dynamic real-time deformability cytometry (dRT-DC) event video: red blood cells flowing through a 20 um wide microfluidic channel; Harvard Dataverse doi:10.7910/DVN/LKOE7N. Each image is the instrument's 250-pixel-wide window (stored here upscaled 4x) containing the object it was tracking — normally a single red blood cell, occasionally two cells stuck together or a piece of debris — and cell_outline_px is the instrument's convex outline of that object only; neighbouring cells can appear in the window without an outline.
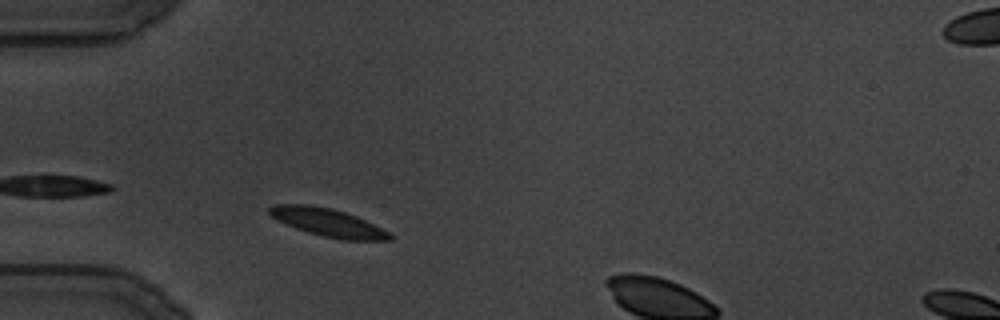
{"species": "common noctule bat (a hibernating species)", "species_latin": "Nyctalus noctula", "temperature_condition": "cold", "stored_images_in_passage": 78, "camera_frame_rate_fps": 3000, "um_per_image_px": 0.085, "animal": {"sex": "male", "body_mass_g": 19.5, "forearm_length_mm": 54.6}, "frame": {"image": 1, "passage_image": 7, "time_ms": 2.0, "image_size_px": [1000, 320], "cell_outline_px": [[396, 236], [392, 240], [344, 240], [324, 236], [308, 232], [296, 228], [272, 216], [268, 212], [268, 208], [272, 204], [308, 204], [328, 208], [344, 212], [356, 216]], "centroid_in_image_um": [27.88, 18.91], "position_along_channel_um": 57.1, "area_um2": 19.25}}
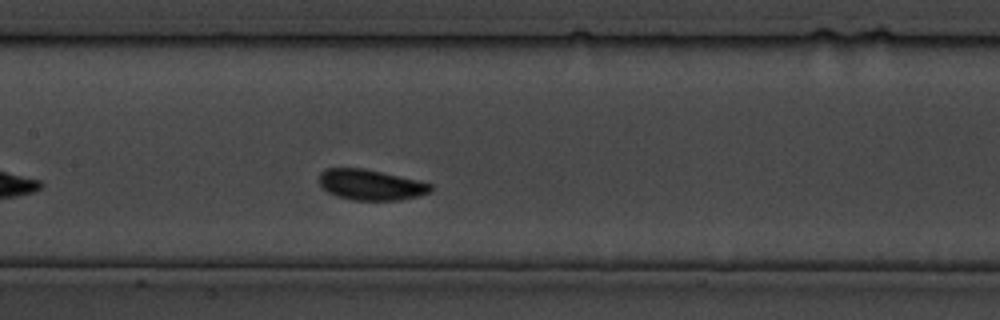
{"frame": {"image": 2, "passage_image": 31, "time_ms": 10.0, "image_size_px": [1000, 320], "cell_outline_px": [[432, 192], [400, 200], [352, 200], [336, 196], [328, 192], [320, 184], [320, 172], [324, 168], [364, 168], [420, 180], [432, 184]], "centroid_in_image_um": [31.53, 15.7], "position_along_channel_um": 175.9, "area_um2": 20.0}}
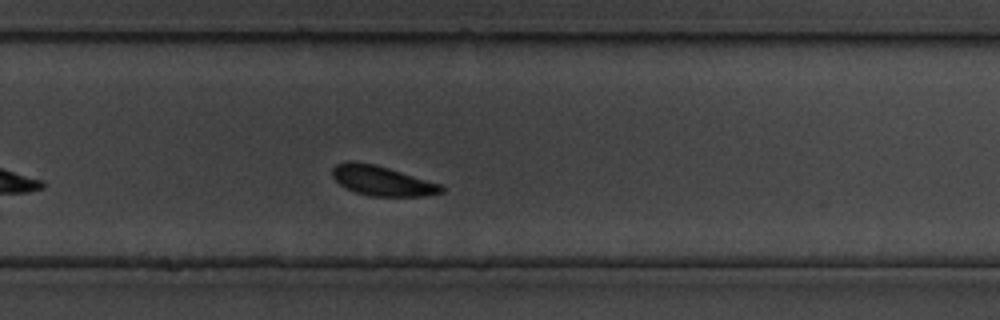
{"frame": {"image": 3, "passage_image": 54, "time_ms": 17.667, "image_size_px": [1000, 320], "cell_outline_px": [[444, 192], [424, 196], [368, 196], [356, 192], [340, 184], [332, 176], [332, 168], [336, 164], [348, 160], [352, 160], [376, 164], [440, 184], [444, 188]], "centroid_in_image_um": [32.45, 15.35], "position_along_channel_um": 297.3, "area_um2": 18.9}}